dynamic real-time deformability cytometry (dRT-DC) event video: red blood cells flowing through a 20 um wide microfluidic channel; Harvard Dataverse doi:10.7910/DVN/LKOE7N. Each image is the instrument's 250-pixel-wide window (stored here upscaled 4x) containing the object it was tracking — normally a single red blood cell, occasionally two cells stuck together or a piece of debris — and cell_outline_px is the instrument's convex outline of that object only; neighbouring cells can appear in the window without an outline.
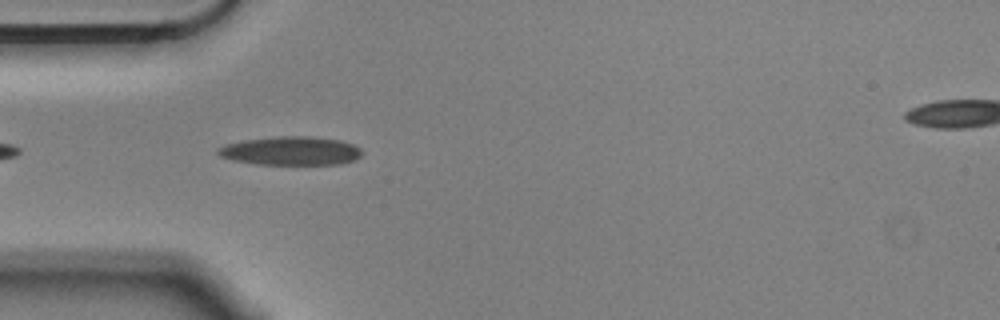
{"species": "Egyptian fruit bat (a non-hibernating species)", "species_latin": "Rousettus aegyptiacus", "temperature_condition": "cold", "stored_images_in_passage": 8, "camera_frame_rate_fps": 3000, "um_per_image_px": 0.085, "animal": {"sex": "male"}, "frame": {"image": 1, "passage_image": 3, "time_ms": 0.667, "image_size_px": [1000, 320], "cell_outline_px": [[364, 152], [356, 160], [340, 164], [256, 164], [232, 160], [220, 156], [216, 152], [216, 148], [224, 144], [244, 140], [276, 136], [308, 136], [340, 140], [352, 144], [360, 148]], "centroid_in_image_um": [24.71, 12.82], "position_along_channel_um": 60.3, "area_um2": 24.22}}